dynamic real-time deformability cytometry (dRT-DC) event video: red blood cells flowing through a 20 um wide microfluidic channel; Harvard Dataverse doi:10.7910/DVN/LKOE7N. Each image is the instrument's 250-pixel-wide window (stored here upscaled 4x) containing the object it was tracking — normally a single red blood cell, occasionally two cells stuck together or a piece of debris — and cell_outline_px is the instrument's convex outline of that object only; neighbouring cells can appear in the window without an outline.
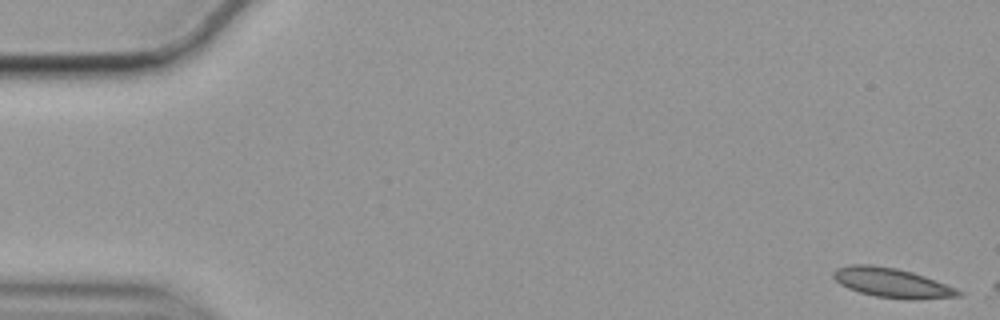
{"species": "common noctule bat (a hibernating species)", "species_latin": "Nyctalus noctula", "temperature_condition": "cold", "stored_images_in_passage": 3, "camera_frame_rate_fps": 3000, "um_per_image_px": 0.085, "animal": {"sex": "female", "body_mass_g": 19.9}, "frame": {"image": 1, "passage_image": 1, "time_ms": 0.0, "image_size_px": [1000, 320], "cell_outline_px": [[964, 292], [960, 296], [912, 300], [908, 300], [876, 296], [860, 292], [848, 288], [840, 284], [832, 276], [832, 272], [836, 268], [852, 264], [872, 264], [896, 268], [912, 272], [924, 276], [956, 288]], "centroid_in_image_um": [75.81, 24.03], "position_along_channel_um": 9.2, "area_um2": 21.5}}